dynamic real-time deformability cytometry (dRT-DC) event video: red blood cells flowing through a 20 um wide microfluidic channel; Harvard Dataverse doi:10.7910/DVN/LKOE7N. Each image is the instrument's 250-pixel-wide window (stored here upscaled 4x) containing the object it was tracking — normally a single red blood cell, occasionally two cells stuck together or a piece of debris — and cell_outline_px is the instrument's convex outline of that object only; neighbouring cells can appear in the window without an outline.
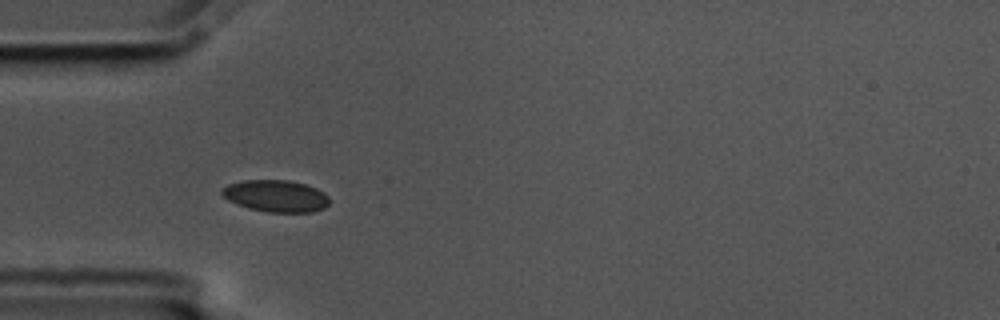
{"species": "common noctule bat (a hibernating species)", "species_latin": "Nyctalus noctula", "temperature_condition": "cold", "stored_images_in_passage": 34, "camera_frame_rate_fps": 3000, "um_per_image_px": 0.085, "animal": {"sex": "male", "body_mass_g": 17.5, "forearm_length_mm": 52.3}, "frame": {"image": 1, "passage_image": 6, "time_ms": 1.667, "image_size_px": [1000, 320], "cell_outline_px": [[328, 204], [324, 208], [312, 212], [268, 212], [248, 208], [236, 204], [228, 200], [220, 192], [228, 184], [244, 180], [288, 180], [304, 184], [316, 188], [324, 192], [328, 196]], "centroid_in_image_um": [23.45, 16.66], "position_along_channel_um": 61.6, "area_um2": 19.88}, "authors_computed_cell_mechanics": {"area_um2": 19.4786, "velocity_mm_per_s": 3.5133, "shape_relaxation_time_tau1_ms": 8.1638, "shape_relaxation_time_tau2_ms": 4.0732, "deformation_change_tau1": 0.0906, "deformation_change_tau2": 0.0609}}